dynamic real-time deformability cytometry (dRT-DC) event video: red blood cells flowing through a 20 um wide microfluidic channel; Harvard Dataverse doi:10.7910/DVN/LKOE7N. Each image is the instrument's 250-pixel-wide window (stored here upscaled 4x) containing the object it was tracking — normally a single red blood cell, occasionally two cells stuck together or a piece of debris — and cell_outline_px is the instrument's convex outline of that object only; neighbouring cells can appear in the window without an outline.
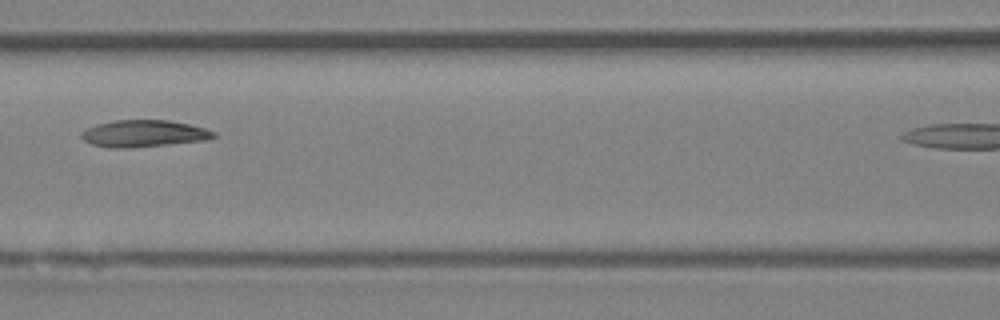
{"species": "Egyptian fruit bat (a non-hibernating species)", "species_latin": "Rousettus aegyptiacus", "temperature_condition": "room temperature", "stored_images_in_passage": 4, "camera_frame_rate_fps": 3000, "um_per_image_px": 0.085, "animal": {"sex": "female"}, "frame": {"image": 1, "passage_image": 3, "time_ms": 0.667, "image_size_px": [1000, 320], "cell_outline_px": [[216, 136], [204, 140], [168, 144], [128, 148], [108, 148], [92, 144], [84, 140], [80, 136], [80, 132], [96, 124], [112, 120], [168, 120], [188, 124], [204, 128], [216, 132]], "centroid_in_image_um": [12.17, 11.35], "position_along_channel_um": 154.4, "area_um2": 20.63}}